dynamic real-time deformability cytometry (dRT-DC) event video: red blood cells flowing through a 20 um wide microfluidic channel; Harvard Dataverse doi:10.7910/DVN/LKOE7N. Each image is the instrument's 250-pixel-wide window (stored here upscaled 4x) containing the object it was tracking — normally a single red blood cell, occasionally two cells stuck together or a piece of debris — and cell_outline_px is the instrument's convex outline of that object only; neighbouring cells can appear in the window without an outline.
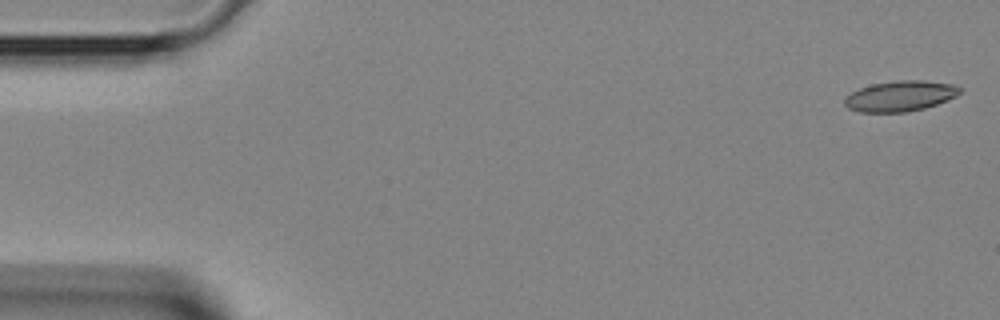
{"species": "Egyptian fruit bat (a non-hibernating species)", "species_latin": "Rousettus aegyptiacus", "temperature_condition": "room temperature", "stored_images_in_passage": 42, "camera_frame_rate_fps": 3000, "um_per_image_px": 0.085, "animal": {"sex": "female"}, "frame": {"image": 1, "passage_image": 1, "time_ms": 0.0, "image_size_px": [1000, 320], "cell_outline_px": [[960, 92], [956, 96], [948, 100], [924, 108], [904, 112], [860, 112], [848, 108], [844, 104], [844, 100], [852, 92], [860, 88], [872, 84], [896, 80], [924, 80], [952, 84], [960, 88]], "centroid_in_image_um": [76.51, 8.16], "position_along_channel_um": 8.5, "area_um2": 20.35}}
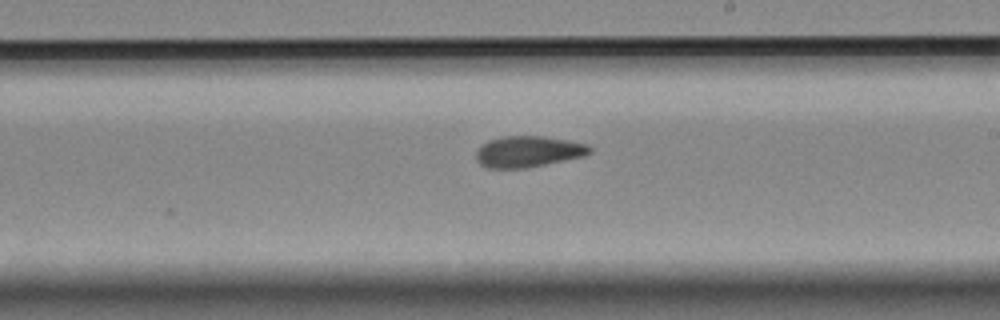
{"frame": {"image": 2, "passage_image": 24, "time_ms": 7.667, "image_size_px": [1000, 320], "cell_outline_px": [[592, 152], [584, 156], [528, 168], [484, 168], [476, 160], [476, 148], [488, 140], [504, 136], [544, 136], [568, 140], [588, 144], [592, 148]], "centroid_in_image_um": [44.88, 12.89], "position_along_channel_um": 244.1, "area_um2": 20.92}}
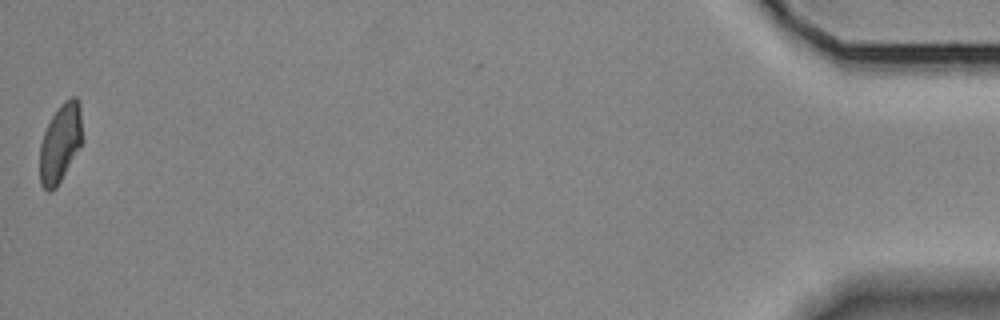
{"frame": {"image": 3, "passage_image": 42, "time_ms": 13.667, "image_size_px": [1000, 320], "cell_outline_px": [[84, 140], [80, 148], [56, 188], [48, 192], [40, 184], [40, 144], [44, 132], [52, 116], [64, 100], [72, 96], [76, 96], [80, 104]], "centroid_in_image_um": [5.16, 12.14], "position_along_channel_um": 430.0, "area_um2": 19.77}}